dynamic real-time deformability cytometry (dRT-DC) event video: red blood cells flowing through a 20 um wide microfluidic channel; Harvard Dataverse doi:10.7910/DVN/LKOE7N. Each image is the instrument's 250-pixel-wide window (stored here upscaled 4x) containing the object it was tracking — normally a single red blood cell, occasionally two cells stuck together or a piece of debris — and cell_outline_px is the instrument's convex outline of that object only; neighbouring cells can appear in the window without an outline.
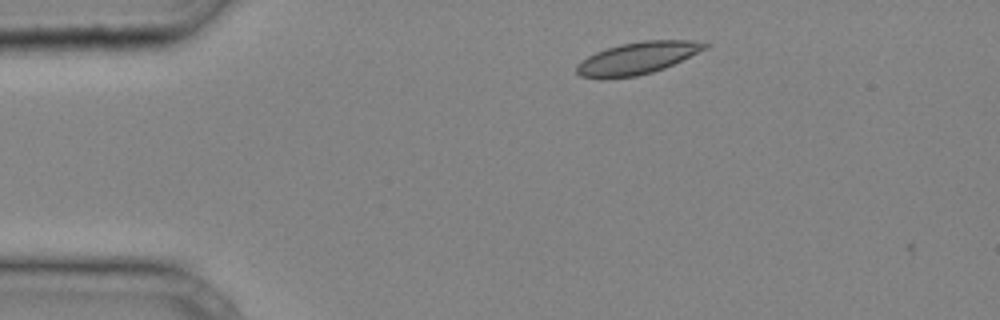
{"species": "common noctule bat (a hibernating species)", "species_latin": "Nyctalus noctula", "temperature_condition": "cold", "stored_images_in_passage": 5, "camera_frame_rate_fps": 3000, "um_per_image_px": 0.085, "animal": {"sex": "male", "body_mass_g": 20.4}, "frame": {"image": 1, "passage_image": 1, "time_ms": 0.0, "image_size_px": [1000, 320], "cell_outline_px": [[712, 44], [708, 48], [664, 68], [652, 72], [636, 76], [580, 76], [576, 72], [576, 64], [588, 56], [596, 52], [620, 44], [644, 40], [692, 40]], "centroid_in_image_um": [54.25, 4.9], "position_along_channel_um": 30.7, "area_um2": 23.41}}